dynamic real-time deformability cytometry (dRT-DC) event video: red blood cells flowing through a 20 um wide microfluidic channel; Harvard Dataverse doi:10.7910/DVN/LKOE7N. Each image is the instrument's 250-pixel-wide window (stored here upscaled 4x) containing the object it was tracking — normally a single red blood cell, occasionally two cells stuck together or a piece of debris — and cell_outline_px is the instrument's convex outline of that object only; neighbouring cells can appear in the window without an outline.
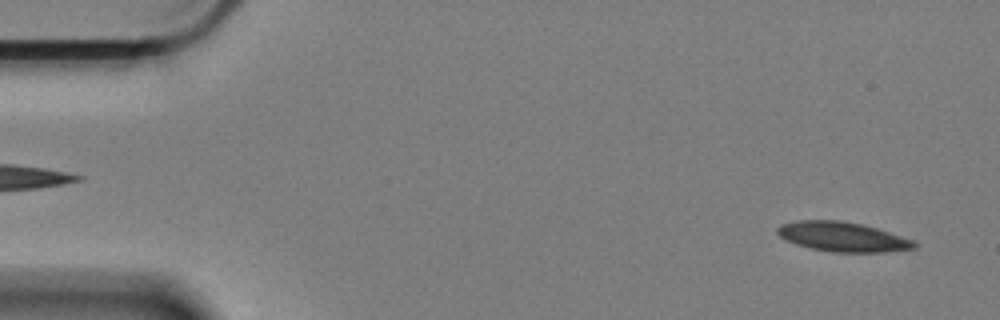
{"species": "Egyptian fruit bat (a non-hibernating species)", "species_latin": "Rousettus aegyptiacus", "temperature_condition": "cold", "stored_images_in_passage": 12, "camera_frame_rate_fps": 3000, "um_per_image_px": 0.085, "animal": {"sex": "female"}, "frame": {"image": 1, "passage_image": 3, "time_ms": 0.667, "image_size_px": [1000, 320], "cell_outline_px": [[916, 248], [884, 252], [832, 252], [812, 248], [796, 244], [780, 236], [776, 232], [776, 228], [780, 224], [800, 220], [840, 220], [860, 224], [876, 228], [912, 240], [916, 244]], "centroid_in_image_um": [71.58, 20.12], "position_along_channel_um": 13.4, "area_um2": 23.29}}